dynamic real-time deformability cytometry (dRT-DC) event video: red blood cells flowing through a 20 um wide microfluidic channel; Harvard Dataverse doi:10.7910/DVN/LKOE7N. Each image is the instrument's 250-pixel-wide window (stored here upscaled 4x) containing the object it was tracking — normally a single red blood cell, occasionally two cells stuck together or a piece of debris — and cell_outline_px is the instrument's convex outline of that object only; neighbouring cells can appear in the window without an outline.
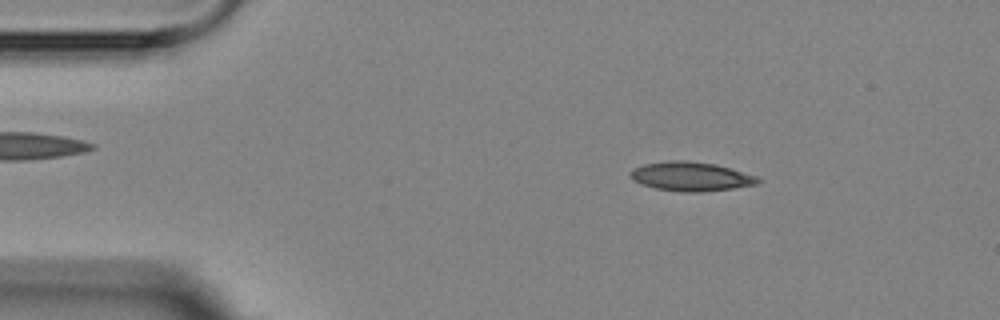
{"species": "Egyptian fruit bat (a non-hibernating species)", "species_latin": "Rousettus aegyptiacus", "temperature_condition": "room temperature", "stored_images_in_passage": 4, "camera_frame_rate_fps": 3000, "um_per_image_px": 0.085, "animal": {"sex": "female"}, "frame": {"image": 1, "passage_image": 2, "time_ms": 1.0, "image_size_px": [1000, 320], "cell_outline_px": [[760, 180], [756, 184], [732, 188], [704, 192], [680, 192], [656, 188], [640, 184], [632, 180], [628, 172], [632, 168], [644, 164], [672, 160], [684, 160], [716, 164], [756, 176]], "centroid_in_image_um": [58.66, 15.0], "position_along_channel_um": 26.3, "area_um2": 21.62}}
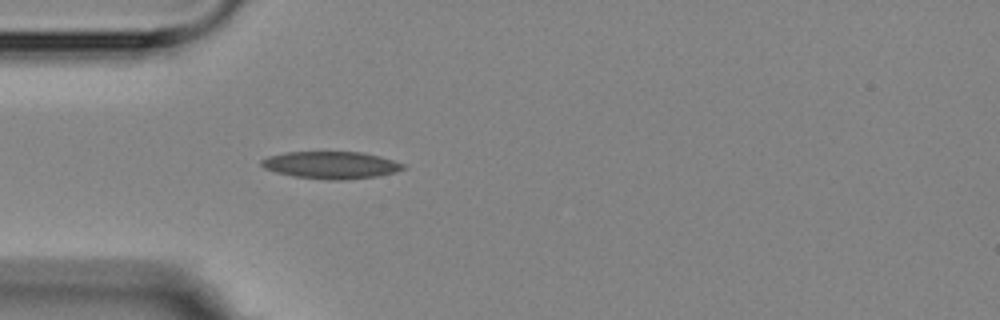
{"frame": {"image": 2, "passage_image": 4, "time_ms": 3.333, "image_size_px": [1000, 320], "cell_outline_px": [[404, 168], [396, 172], [376, 176], [340, 180], [328, 180], [292, 176], [276, 172], [264, 168], [260, 164], [260, 160], [268, 156], [284, 152], [360, 152], [380, 156], [404, 164]], "centroid_in_image_um": [28.09, 14.03], "position_along_channel_um": 56.9, "area_um2": 22.43}}